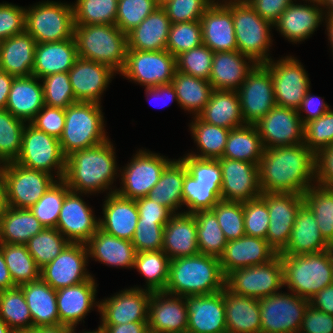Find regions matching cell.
<instances>
[{
  "mask_svg": "<svg viewBox=\"0 0 333 333\" xmlns=\"http://www.w3.org/2000/svg\"><path fill=\"white\" fill-rule=\"evenodd\" d=\"M152 291L129 287L100 301L99 325H119L129 322H148Z\"/></svg>",
  "mask_w": 333,
  "mask_h": 333,
  "instance_id": "cell-19",
  "label": "cell"
},
{
  "mask_svg": "<svg viewBox=\"0 0 333 333\" xmlns=\"http://www.w3.org/2000/svg\"><path fill=\"white\" fill-rule=\"evenodd\" d=\"M44 228L30 209L6 206L0 214V243L26 245Z\"/></svg>",
  "mask_w": 333,
  "mask_h": 333,
  "instance_id": "cell-43",
  "label": "cell"
},
{
  "mask_svg": "<svg viewBox=\"0 0 333 333\" xmlns=\"http://www.w3.org/2000/svg\"><path fill=\"white\" fill-rule=\"evenodd\" d=\"M232 19L237 50L256 64L270 61L273 24L263 19L246 0H232Z\"/></svg>",
  "mask_w": 333,
  "mask_h": 333,
  "instance_id": "cell-7",
  "label": "cell"
},
{
  "mask_svg": "<svg viewBox=\"0 0 333 333\" xmlns=\"http://www.w3.org/2000/svg\"><path fill=\"white\" fill-rule=\"evenodd\" d=\"M104 333H148V322H129L119 325H100Z\"/></svg>",
  "mask_w": 333,
  "mask_h": 333,
  "instance_id": "cell-76",
  "label": "cell"
},
{
  "mask_svg": "<svg viewBox=\"0 0 333 333\" xmlns=\"http://www.w3.org/2000/svg\"><path fill=\"white\" fill-rule=\"evenodd\" d=\"M183 207L187 213L211 210L221 200V188L218 185L198 184L188 172L183 181Z\"/></svg>",
  "mask_w": 333,
  "mask_h": 333,
  "instance_id": "cell-55",
  "label": "cell"
},
{
  "mask_svg": "<svg viewBox=\"0 0 333 333\" xmlns=\"http://www.w3.org/2000/svg\"><path fill=\"white\" fill-rule=\"evenodd\" d=\"M245 124L254 125L275 105L273 79L264 64H257L237 90Z\"/></svg>",
  "mask_w": 333,
  "mask_h": 333,
  "instance_id": "cell-18",
  "label": "cell"
},
{
  "mask_svg": "<svg viewBox=\"0 0 333 333\" xmlns=\"http://www.w3.org/2000/svg\"><path fill=\"white\" fill-rule=\"evenodd\" d=\"M198 117L208 124L230 130L246 125L235 90H214Z\"/></svg>",
  "mask_w": 333,
  "mask_h": 333,
  "instance_id": "cell-41",
  "label": "cell"
},
{
  "mask_svg": "<svg viewBox=\"0 0 333 333\" xmlns=\"http://www.w3.org/2000/svg\"><path fill=\"white\" fill-rule=\"evenodd\" d=\"M245 234L266 239L269 228V212L265 201L259 196L243 202Z\"/></svg>",
  "mask_w": 333,
  "mask_h": 333,
  "instance_id": "cell-63",
  "label": "cell"
},
{
  "mask_svg": "<svg viewBox=\"0 0 333 333\" xmlns=\"http://www.w3.org/2000/svg\"><path fill=\"white\" fill-rule=\"evenodd\" d=\"M135 201L139 211V220L169 221L170 216L173 214L168 208L152 201L147 196L138 198Z\"/></svg>",
  "mask_w": 333,
  "mask_h": 333,
  "instance_id": "cell-73",
  "label": "cell"
},
{
  "mask_svg": "<svg viewBox=\"0 0 333 333\" xmlns=\"http://www.w3.org/2000/svg\"><path fill=\"white\" fill-rule=\"evenodd\" d=\"M180 158L186 165L188 173L195 178L198 184L218 185L221 188V167L218 160L199 159L186 154Z\"/></svg>",
  "mask_w": 333,
  "mask_h": 333,
  "instance_id": "cell-66",
  "label": "cell"
},
{
  "mask_svg": "<svg viewBox=\"0 0 333 333\" xmlns=\"http://www.w3.org/2000/svg\"><path fill=\"white\" fill-rule=\"evenodd\" d=\"M102 105L78 101L65 109L64 130L59 138L61 150L67 158L109 139Z\"/></svg>",
  "mask_w": 333,
  "mask_h": 333,
  "instance_id": "cell-5",
  "label": "cell"
},
{
  "mask_svg": "<svg viewBox=\"0 0 333 333\" xmlns=\"http://www.w3.org/2000/svg\"><path fill=\"white\" fill-rule=\"evenodd\" d=\"M277 255L266 239L244 235L227 241L219 262L226 276L234 269L265 264Z\"/></svg>",
  "mask_w": 333,
  "mask_h": 333,
  "instance_id": "cell-29",
  "label": "cell"
},
{
  "mask_svg": "<svg viewBox=\"0 0 333 333\" xmlns=\"http://www.w3.org/2000/svg\"><path fill=\"white\" fill-rule=\"evenodd\" d=\"M84 195L88 194L69 190L61 206L56 229L71 243L86 244L99 228V217Z\"/></svg>",
  "mask_w": 333,
  "mask_h": 333,
  "instance_id": "cell-20",
  "label": "cell"
},
{
  "mask_svg": "<svg viewBox=\"0 0 333 333\" xmlns=\"http://www.w3.org/2000/svg\"><path fill=\"white\" fill-rule=\"evenodd\" d=\"M284 287L299 297L310 300L333 283L329 249L319 253L280 255Z\"/></svg>",
  "mask_w": 333,
  "mask_h": 333,
  "instance_id": "cell-6",
  "label": "cell"
},
{
  "mask_svg": "<svg viewBox=\"0 0 333 333\" xmlns=\"http://www.w3.org/2000/svg\"><path fill=\"white\" fill-rule=\"evenodd\" d=\"M43 107L44 95L41 79L34 75L15 77L5 109L17 119L30 123Z\"/></svg>",
  "mask_w": 333,
  "mask_h": 333,
  "instance_id": "cell-35",
  "label": "cell"
},
{
  "mask_svg": "<svg viewBox=\"0 0 333 333\" xmlns=\"http://www.w3.org/2000/svg\"><path fill=\"white\" fill-rule=\"evenodd\" d=\"M25 125L7 109H0V165L15 162L19 157Z\"/></svg>",
  "mask_w": 333,
  "mask_h": 333,
  "instance_id": "cell-52",
  "label": "cell"
},
{
  "mask_svg": "<svg viewBox=\"0 0 333 333\" xmlns=\"http://www.w3.org/2000/svg\"><path fill=\"white\" fill-rule=\"evenodd\" d=\"M258 175L262 193L303 195L316 184V155L304 143L264 149Z\"/></svg>",
  "mask_w": 333,
  "mask_h": 333,
  "instance_id": "cell-1",
  "label": "cell"
},
{
  "mask_svg": "<svg viewBox=\"0 0 333 333\" xmlns=\"http://www.w3.org/2000/svg\"><path fill=\"white\" fill-rule=\"evenodd\" d=\"M171 84L177 95V104L192 117H197L203 111L214 91L209 81L177 70Z\"/></svg>",
  "mask_w": 333,
  "mask_h": 333,
  "instance_id": "cell-44",
  "label": "cell"
},
{
  "mask_svg": "<svg viewBox=\"0 0 333 333\" xmlns=\"http://www.w3.org/2000/svg\"><path fill=\"white\" fill-rule=\"evenodd\" d=\"M187 172V167L181 158L172 159L147 197L168 208L172 213L183 212L181 210L183 209V181Z\"/></svg>",
  "mask_w": 333,
  "mask_h": 333,
  "instance_id": "cell-42",
  "label": "cell"
},
{
  "mask_svg": "<svg viewBox=\"0 0 333 333\" xmlns=\"http://www.w3.org/2000/svg\"><path fill=\"white\" fill-rule=\"evenodd\" d=\"M214 52L201 44L176 56V70L209 81Z\"/></svg>",
  "mask_w": 333,
  "mask_h": 333,
  "instance_id": "cell-59",
  "label": "cell"
},
{
  "mask_svg": "<svg viewBox=\"0 0 333 333\" xmlns=\"http://www.w3.org/2000/svg\"><path fill=\"white\" fill-rule=\"evenodd\" d=\"M70 242L56 229L45 227L31 237L26 246L36 265L42 269L54 260Z\"/></svg>",
  "mask_w": 333,
  "mask_h": 333,
  "instance_id": "cell-53",
  "label": "cell"
},
{
  "mask_svg": "<svg viewBox=\"0 0 333 333\" xmlns=\"http://www.w3.org/2000/svg\"><path fill=\"white\" fill-rule=\"evenodd\" d=\"M212 0H171L162 8L171 23L200 20Z\"/></svg>",
  "mask_w": 333,
  "mask_h": 333,
  "instance_id": "cell-65",
  "label": "cell"
},
{
  "mask_svg": "<svg viewBox=\"0 0 333 333\" xmlns=\"http://www.w3.org/2000/svg\"><path fill=\"white\" fill-rule=\"evenodd\" d=\"M115 149L111 139H108L69 155L63 178L68 188L90 196L114 193L117 188L114 182L120 173Z\"/></svg>",
  "mask_w": 333,
  "mask_h": 333,
  "instance_id": "cell-2",
  "label": "cell"
},
{
  "mask_svg": "<svg viewBox=\"0 0 333 333\" xmlns=\"http://www.w3.org/2000/svg\"><path fill=\"white\" fill-rule=\"evenodd\" d=\"M269 212V228L266 240L279 254L287 245L303 195L290 192H267L260 196Z\"/></svg>",
  "mask_w": 333,
  "mask_h": 333,
  "instance_id": "cell-17",
  "label": "cell"
},
{
  "mask_svg": "<svg viewBox=\"0 0 333 333\" xmlns=\"http://www.w3.org/2000/svg\"><path fill=\"white\" fill-rule=\"evenodd\" d=\"M199 253L219 258L227 240L212 210L194 212Z\"/></svg>",
  "mask_w": 333,
  "mask_h": 333,
  "instance_id": "cell-50",
  "label": "cell"
},
{
  "mask_svg": "<svg viewBox=\"0 0 333 333\" xmlns=\"http://www.w3.org/2000/svg\"><path fill=\"white\" fill-rule=\"evenodd\" d=\"M36 45L26 31L0 41V70L14 77L31 76Z\"/></svg>",
  "mask_w": 333,
  "mask_h": 333,
  "instance_id": "cell-38",
  "label": "cell"
},
{
  "mask_svg": "<svg viewBox=\"0 0 333 333\" xmlns=\"http://www.w3.org/2000/svg\"><path fill=\"white\" fill-rule=\"evenodd\" d=\"M68 74L77 101L102 104L104 91L119 73L106 64L78 57Z\"/></svg>",
  "mask_w": 333,
  "mask_h": 333,
  "instance_id": "cell-24",
  "label": "cell"
},
{
  "mask_svg": "<svg viewBox=\"0 0 333 333\" xmlns=\"http://www.w3.org/2000/svg\"><path fill=\"white\" fill-rule=\"evenodd\" d=\"M304 144L315 155L333 145V109L304 124Z\"/></svg>",
  "mask_w": 333,
  "mask_h": 333,
  "instance_id": "cell-62",
  "label": "cell"
},
{
  "mask_svg": "<svg viewBox=\"0 0 333 333\" xmlns=\"http://www.w3.org/2000/svg\"><path fill=\"white\" fill-rule=\"evenodd\" d=\"M0 318L15 333L32 331V317L24 293L19 286L0 291Z\"/></svg>",
  "mask_w": 333,
  "mask_h": 333,
  "instance_id": "cell-47",
  "label": "cell"
},
{
  "mask_svg": "<svg viewBox=\"0 0 333 333\" xmlns=\"http://www.w3.org/2000/svg\"><path fill=\"white\" fill-rule=\"evenodd\" d=\"M257 64L237 51L214 52L209 82L214 90H235Z\"/></svg>",
  "mask_w": 333,
  "mask_h": 333,
  "instance_id": "cell-33",
  "label": "cell"
},
{
  "mask_svg": "<svg viewBox=\"0 0 333 333\" xmlns=\"http://www.w3.org/2000/svg\"><path fill=\"white\" fill-rule=\"evenodd\" d=\"M30 124L36 129L59 139L64 130L65 109L44 105Z\"/></svg>",
  "mask_w": 333,
  "mask_h": 333,
  "instance_id": "cell-68",
  "label": "cell"
},
{
  "mask_svg": "<svg viewBox=\"0 0 333 333\" xmlns=\"http://www.w3.org/2000/svg\"><path fill=\"white\" fill-rule=\"evenodd\" d=\"M168 221L138 220L131 240L136 252L161 251L163 231Z\"/></svg>",
  "mask_w": 333,
  "mask_h": 333,
  "instance_id": "cell-64",
  "label": "cell"
},
{
  "mask_svg": "<svg viewBox=\"0 0 333 333\" xmlns=\"http://www.w3.org/2000/svg\"><path fill=\"white\" fill-rule=\"evenodd\" d=\"M186 333H228L223 290L212 294L186 296Z\"/></svg>",
  "mask_w": 333,
  "mask_h": 333,
  "instance_id": "cell-27",
  "label": "cell"
},
{
  "mask_svg": "<svg viewBox=\"0 0 333 333\" xmlns=\"http://www.w3.org/2000/svg\"><path fill=\"white\" fill-rule=\"evenodd\" d=\"M89 258L110 267L132 269L136 250L131 241L120 239L98 228L86 243Z\"/></svg>",
  "mask_w": 333,
  "mask_h": 333,
  "instance_id": "cell-34",
  "label": "cell"
},
{
  "mask_svg": "<svg viewBox=\"0 0 333 333\" xmlns=\"http://www.w3.org/2000/svg\"><path fill=\"white\" fill-rule=\"evenodd\" d=\"M225 277L217 257L200 253L180 257L169 262L164 291L182 297L212 294L224 289Z\"/></svg>",
  "mask_w": 333,
  "mask_h": 333,
  "instance_id": "cell-3",
  "label": "cell"
},
{
  "mask_svg": "<svg viewBox=\"0 0 333 333\" xmlns=\"http://www.w3.org/2000/svg\"><path fill=\"white\" fill-rule=\"evenodd\" d=\"M5 183L6 206L31 208L57 181L51 174L15 162L0 165Z\"/></svg>",
  "mask_w": 333,
  "mask_h": 333,
  "instance_id": "cell-11",
  "label": "cell"
},
{
  "mask_svg": "<svg viewBox=\"0 0 333 333\" xmlns=\"http://www.w3.org/2000/svg\"><path fill=\"white\" fill-rule=\"evenodd\" d=\"M264 65L271 72L276 105L297 110L311 88L304 65L293 55L272 58Z\"/></svg>",
  "mask_w": 333,
  "mask_h": 333,
  "instance_id": "cell-15",
  "label": "cell"
},
{
  "mask_svg": "<svg viewBox=\"0 0 333 333\" xmlns=\"http://www.w3.org/2000/svg\"><path fill=\"white\" fill-rule=\"evenodd\" d=\"M299 333H333V315L308 305Z\"/></svg>",
  "mask_w": 333,
  "mask_h": 333,
  "instance_id": "cell-69",
  "label": "cell"
},
{
  "mask_svg": "<svg viewBox=\"0 0 333 333\" xmlns=\"http://www.w3.org/2000/svg\"><path fill=\"white\" fill-rule=\"evenodd\" d=\"M89 261L87 245L70 242L40 270V278L55 290L80 284L94 276L87 270Z\"/></svg>",
  "mask_w": 333,
  "mask_h": 333,
  "instance_id": "cell-16",
  "label": "cell"
},
{
  "mask_svg": "<svg viewBox=\"0 0 333 333\" xmlns=\"http://www.w3.org/2000/svg\"><path fill=\"white\" fill-rule=\"evenodd\" d=\"M225 286L233 293L255 299L280 292L284 288L280 255L265 264L232 270L225 277Z\"/></svg>",
  "mask_w": 333,
  "mask_h": 333,
  "instance_id": "cell-12",
  "label": "cell"
},
{
  "mask_svg": "<svg viewBox=\"0 0 333 333\" xmlns=\"http://www.w3.org/2000/svg\"><path fill=\"white\" fill-rule=\"evenodd\" d=\"M77 58V45L74 38L37 43L32 75L41 79L53 73L68 72Z\"/></svg>",
  "mask_w": 333,
  "mask_h": 333,
  "instance_id": "cell-36",
  "label": "cell"
},
{
  "mask_svg": "<svg viewBox=\"0 0 333 333\" xmlns=\"http://www.w3.org/2000/svg\"><path fill=\"white\" fill-rule=\"evenodd\" d=\"M176 72V57L167 50H127L126 63L119 75L142 87L171 84Z\"/></svg>",
  "mask_w": 333,
  "mask_h": 333,
  "instance_id": "cell-14",
  "label": "cell"
},
{
  "mask_svg": "<svg viewBox=\"0 0 333 333\" xmlns=\"http://www.w3.org/2000/svg\"><path fill=\"white\" fill-rule=\"evenodd\" d=\"M162 251L170 260L199 254L194 214L173 213L163 231Z\"/></svg>",
  "mask_w": 333,
  "mask_h": 333,
  "instance_id": "cell-31",
  "label": "cell"
},
{
  "mask_svg": "<svg viewBox=\"0 0 333 333\" xmlns=\"http://www.w3.org/2000/svg\"><path fill=\"white\" fill-rule=\"evenodd\" d=\"M171 21L162 7L156 8L127 34V50H166Z\"/></svg>",
  "mask_w": 333,
  "mask_h": 333,
  "instance_id": "cell-39",
  "label": "cell"
},
{
  "mask_svg": "<svg viewBox=\"0 0 333 333\" xmlns=\"http://www.w3.org/2000/svg\"><path fill=\"white\" fill-rule=\"evenodd\" d=\"M330 246L320 232L314 213L304 203L297 213L288 243L279 255L319 253Z\"/></svg>",
  "mask_w": 333,
  "mask_h": 333,
  "instance_id": "cell-32",
  "label": "cell"
},
{
  "mask_svg": "<svg viewBox=\"0 0 333 333\" xmlns=\"http://www.w3.org/2000/svg\"><path fill=\"white\" fill-rule=\"evenodd\" d=\"M316 184L333 188V145L316 155Z\"/></svg>",
  "mask_w": 333,
  "mask_h": 333,
  "instance_id": "cell-71",
  "label": "cell"
},
{
  "mask_svg": "<svg viewBox=\"0 0 333 333\" xmlns=\"http://www.w3.org/2000/svg\"><path fill=\"white\" fill-rule=\"evenodd\" d=\"M91 279L80 284L63 287L56 290L57 308L60 324L68 327H77L88 313L95 308L99 312L100 301H97V280Z\"/></svg>",
  "mask_w": 333,
  "mask_h": 333,
  "instance_id": "cell-25",
  "label": "cell"
},
{
  "mask_svg": "<svg viewBox=\"0 0 333 333\" xmlns=\"http://www.w3.org/2000/svg\"><path fill=\"white\" fill-rule=\"evenodd\" d=\"M6 266L15 286L40 278V268L28 252L26 245L0 243Z\"/></svg>",
  "mask_w": 333,
  "mask_h": 333,
  "instance_id": "cell-49",
  "label": "cell"
},
{
  "mask_svg": "<svg viewBox=\"0 0 333 333\" xmlns=\"http://www.w3.org/2000/svg\"><path fill=\"white\" fill-rule=\"evenodd\" d=\"M203 44L200 20L171 24L166 50L173 56Z\"/></svg>",
  "mask_w": 333,
  "mask_h": 333,
  "instance_id": "cell-57",
  "label": "cell"
},
{
  "mask_svg": "<svg viewBox=\"0 0 333 333\" xmlns=\"http://www.w3.org/2000/svg\"><path fill=\"white\" fill-rule=\"evenodd\" d=\"M254 125L264 149L304 143V125L295 109L275 105Z\"/></svg>",
  "mask_w": 333,
  "mask_h": 333,
  "instance_id": "cell-21",
  "label": "cell"
},
{
  "mask_svg": "<svg viewBox=\"0 0 333 333\" xmlns=\"http://www.w3.org/2000/svg\"><path fill=\"white\" fill-rule=\"evenodd\" d=\"M156 8L155 0H118L115 25L127 35Z\"/></svg>",
  "mask_w": 333,
  "mask_h": 333,
  "instance_id": "cell-61",
  "label": "cell"
},
{
  "mask_svg": "<svg viewBox=\"0 0 333 333\" xmlns=\"http://www.w3.org/2000/svg\"><path fill=\"white\" fill-rule=\"evenodd\" d=\"M264 146L255 125L231 129L222 158L259 164Z\"/></svg>",
  "mask_w": 333,
  "mask_h": 333,
  "instance_id": "cell-46",
  "label": "cell"
},
{
  "mask_svg": "<svg viewBox=\"0 0 333 333\" xmlns=\"http://www.w3.org/2000/svg\"><path fill=\"white\" fill-rule=\"evenodd\" d=\"M282 292L259 299L261 333H299L310 300Z\"/></svg>",
  "mask_w": 333,
  "mask_h": 333,
  "instance_id": "cell-13",
  "label": "cell"
},
{
  "mask_svg": "<svg viewBox=\"0 0 333 333\" xmlns=\"http://www.w3.org/2000/svg\"><path fill=\"white\" fill-rule=\"evenodd\" d=\"M303 198L314 213L322 236L333 245V188L315 184L303 194Z\"/></svg>",
  "mask_w": 333,
  "mask_h": 333,
  "instance_id": "cell-51",
  "label": "cell"
},
{
  "mask_svg": "<svg viewBox=\"0 0 333 333\" xmlns=\"http://www.w3.org/2000/svg\"><path fill=\"white\" fill-rule=\"evenodd\" d=\"M188 311L185 297L153 291L149 301L148 329L152 333H186Z\"/></svg>",
  "mask_w": 333,
  "mask_h": 333,
  "instance_id": "cell-26",
  "label": "cell"
},
{
  "mask_svg": "<svg viewBox=\"0 0 333 333\" xmlns=\"http://www.w3.org/2000/svg\"><path fill=\"white\" fill-rule=\"evenodd\" d=\"M192 118L188 126L192 139L197 145V152L192 151L186 155L199 159L217 160L222 158L230 129L208 124L198 116Z\"/></svg>",
  "mask_w": 333,
  "mask_h": 333,
  "instance_id": "cell-45",
  "label": "cell"
},
{
  "mask_svg": "<svg viewBox=\"0 0 333 333\" xmlns=\"http://www.w3.org/2000/svg\"><path fill=\"white\" fill-rule=\"evenodd\" d=\"M161 153L138 149L130 162L120 168V187L116 193L128 199L146 197L159 181L164 168L172 160Z\"/></svg>",
  "mask_w": 333,
  "mask_h": 333,
  "instance_id": "cell-10",
  "label": "cell"
},
{
  "mask_svg": "<svg viewBox=\"0 0 333 333\" xmlns=\"http://www.w3.org/2000/svg\"><path fill=\"white\" fill-rule=\"evenodd\" d=\"M211 210L215 213L227 241L246 235L243 202L220 200Z\"/></svg>",
  "mask_w": 333,
  "mask_h": 333,
  "instance_id": "cell-60",
  "label": "cell"
},
{
  "mask_svg": "<svg viewBox=\"0 0 333 333\" xmlns=\"http://www.w3.org/2000/svg\"><path fill=\"white\" fill-rule=\"evenodd\" d=\"M78 57L103 63L120 73L125 67L127 35L116 25H75Z\"/></svg>",
  "mask_w": 333,
  "mask_h": 333,
  "instance_id": "cell-4",
  "label": "cell"
},
{
  "mask_svg": "<svg viewBox=\"0 0 333 333\" xmlns=\"http://www.w3.org/2000/svg\"><path fill=\"white\" fill-rule=\"evenodd\" d=\"M25 31L36 43L58 42L74 38L72 3L44 0L25 7Z\"/></svg>",
  "mask_w": 333,
  "mask_h": 333,
  "instance_id": "cell-8",
  "label": "cell"
},
{
  "mask_svg": "<svg viewBox=\"0 0 333 333\" xmlns=\"http://www.w3.org/2000/svg\"><path fill=\"white\" fill-rule=\"evenodd\" d=\"M228 333H261L259 299L223 289Z\"/></svg>",
  "mask_w": 333,
  "mask_h": 333,
  "instance_id": "cell-37",
  "label": "cell"
},
{
  "mask_svg": "<svg viewBox=\"0 0 333 333\" xmlns=\"http://www.w3.org/2000/svg\"><path fill=\"white\" fill-rule=\"evenodd\" d=\"M169 262L170 259L162 250L137 252L133 269L144 276L145 285L133 287L152 292L164 291L168 282Z\"/></svg>",
  "mask_w": 333,
  "mask_h": 333,
  "instance_id": "cell-48",
  "label": "cell"
},
{
  "mask_svg": "<svg viewBox=\"0 0 333 333\" xmlns=\"http://www.w3.org/2000/svg\"><path fill=\"white\" fill-rule=\"evenodd\" d=\"M118 0H76L72 2L75 25H115Z\"/></svg>",
  "mask_w": 333,
  "mask_h": 333,
  "instance_id": "cell-54",
  "label": "cell"
},
{
  "mask_svg": "<svg viewBox=\"0 0 333 333\" xmlns=\"http://www.w3.org/2000/svg\"><path fill=\"white\" fill-rule=\"evenodd\" d=\"M44 105L66 109L75 99L68 72L53 73L41 78Z\"/></svg>",
  "mask_w": 333,
  "mask_h": 333,
  "instance_id": "cell-58",
  "label": "cell"
},
{
  "mask_svg": "<svg viewBox=\"0 0 333 333\" xmlns=\"http://www.w3.org/2000/svg\"><path fill=\"white\" fill-rule=\"evenodd\" d=\"M145 97H147V101H150L149 97L153 99L154 101H160L162 105L160 107L164 108L165 106L167 107L169 104L172 102H178L177 100V95L175 92V89L172 84H167V85H159L155 87H145ZM174 100V101H173ZM159 104V103H157ZM153 105V104H152ZM154 106V105H153ZM157 105H155L156 107ZM159 106V105H158ZM159 107V108H160Z\"/></svg>",
  "mask_w": 333,
  "mask_h": 333,
  "instance_id": "cell-74",
  "label": "cell"
},
{
  "mask_svg": "<svg viewBox=\"0 0 333 333\" xmlns=\"http://www.w3.org/2000/svg\"><path fill=\"white\" fill-rule=\"evenodd\" d=\"M203 44L213 52L237 51L232 0L213 2L200 19Z\"/></svg>",
  "mask_w": 333,
  "mask_h": 333,
  "instance_id": "cell-28",
  "label": "cell"
},
{
  "mask_svg": "<svg viewBox=\"0 0 333 333\" xmlns=\"http://www.w3.org/2000/svg\"><path fill=\"white\" fill-rule=\"evenodd\" d=\"M103 200L99 228L115 237L131 241L139 220L136 201L116 192L107 194Z\"/></svg>",
  "mask_w": 333,
  "mask_h": 333,
  "instance_id": "cell-30",
  "label": "cell"
},
{
  "mask_svg": "<svg viewBox=\"0 0 333 333\" xmlns=\"http://www.w3.org/2000/svg\"><path fill=\"white\" fill-rule=\"evenodd\" d=\"M15 163L47 172L57 180L63 179L65 175L66 157L59 139L36 129L30 123H26L23 130L22 150Z\"/></svg>",
  "mask_w": 333,
  "mask_h": 333,
  "instance_id": "cell-9",
  "label": "cell"
},
{
  "mask_svg": "<svg viewBox=\"0 0 333 333\" xmlns=\"http://www.w3.org/2000/svg\"><path fill=\"white\" fill-rule=\"evenodd\" d=\"M263 18L274 24L294 0H246Z\"/></svg>",
  "mask_w": 333,
  "mask_h": 333,
  "instance_id": "cell-72",
  "label": "cell"
},
{
  "mask_svg": "<svg viewBox=\"0 0 333 333\" xmlns=\"http://www.w3.org/2000/svg\"><path fill=\"white\" fill-rule=\"evenodd\" d=\"M294 0L273 24L281 36L292 44H301L312 37L324 23V10L319 2ZM287 38V39H286Z\"/></svg>",
  "mask_w": 333,
  "mask_h": 333,
  "instance_id": "cell-22",
  "label": "cell"
},
{
  "mask_svg": "<svg viewBox=\"0 0 333 333\" xmlns=\"http://www.w3.org/2000/svg\"><path fill=\"white\" fill-rule=\"evenodd\" d=\"M25 296L33 329L60 325L56 290L41 278L19 286Z\"/></svg>",
  "mask_w": 333,
  "mask_h": 333,
  "instance_id": "cell-40",
  "label": "cell"
},
{
  "mask_svg": "<svg viewBox=\"0 0 333 333\" xmlns=\"http://www.w3.org/2000/svg\"><path fill=\"white\" fill-rule=\"evenodd\" d=\"M315 309L333 315V283L324 287L310 299Z\"/></svg>",
  "mask_w": 333,
  "mask_h": 333,
  "instance_id": "cell-75",
  "label": "cell"
},
{
  "mask_svg": "<svg viewBox=\"0 0 333 333\" xmlns=\"http://www.w3.org/2000/svg\"><path fill=\"white\" fill-rule=\"evenodd\" d=\"M16 287L11 279L2 251L0 250V291Z\"/></svg>",
  "mask_w": 333,
  "mask_h": 333,
  "instance_id": "cell-78",
  "label": "cell"
},
{
  "mask_svg": "<svg viewBox=\"0 0 333 333\" xmlns=\"http://www.w3.org/2000/svg\"><path fill=\"white\" fill-rule=\"evenodd\" d=\"M324 25L326 26L325 34L328 36V43H330L331 52L333 55V16H325ZM327 31V33H326Z\"/></svg>",
  "mask_w": 333,
  "mask_h": 333,
  "instance_id": "cell-80",
  "label": "cell"
},
{
  "mask_svg": "<svg viewBox=\"0 0 333 333\" xmlns=\"http://www.w3.org/2000/svg\"><path fill=\"white\" fill-rule=\"evenodd\" d=\"M70 332H71V327L60 324L57 326L38 327L32 329V331L28 333H70Z\"/></svg>",
  "mask_w": 333,
  "mask_h": 333,
  "instance_id": "cell-79",
  "label": "cell"
},
{
  "mask_svg": "<svg viewBox=\"0 0 333 333\" xmlns=\"http://www.w3.org/2000/svg\"><path fill=\"white\" fill-rule=\"evenodd\" d=\"M14 76L0 70V109H5Z\"/></svg>",
  "mask_w": 333,
  "mask_h": 333,
  "instance_id": "cell-77",
  "label": "cell"
},
{
  "mask_svg": "<svg viewBox=\"0 0 333 333\" xmlns=\"http://www.w3.org/2000/svg\"><path fill=\"white\" fill-rule=\"evenodd\" d=\"M68 188L61 179L54 182L45 194L29 208L40 223L47 228H56L60 210Z\"/></svg>",
  "mask_w": 333,
  "mask_h": 333,
  "instance_id": "cell-56",
  "label": "cell"
},
{
  "mask_svg": "<svg viewBox=\"0 0 333 333\" xmlns=\"http://www.w3.org/2000/svg\"><path fill=\"white\" fill-rule=\"evenodd\" d=\"M330 110L331 105L329 106L325 102L324 98L312 94L310 88L297 109V113L299 114L302 124L304 125L311 120L318 119Z\"/></svg>",
  "mask_w": 333,
  "mask_h": 333,
  "instance_id": "cell-70",
  "label": "cell"
},
{
  "mask_svg": "<svg viewBox=\"0 0 333 333\" xmlns=\"http://www.w3.org/2000/svg\"><path fill=\"white\" fill-rule=\"evenodd\" d=\"M217 160L221 167V200L246 202L261 196L257 164L227 158Z\"/></svg>",
  "mask_w": 333,
  "mask_h": 333,
  "instance_id": "cell-23",
  "label": "cell"
},
{
  "mask_svg": "<svg viewBox=\"0 0 333 333\" xmlns=\"http://www.w3.org/2000/svg\"><path fill=\"white\" fill-rule=\"evenodd\" d=\"M25 7L13 3H0V41L25 31Z\"/></svg>",
  "mask_w": 333,
  "mask_h": 333,
  "instance_id": "cell-67",
  "label": "cell"
}]
</instances>
